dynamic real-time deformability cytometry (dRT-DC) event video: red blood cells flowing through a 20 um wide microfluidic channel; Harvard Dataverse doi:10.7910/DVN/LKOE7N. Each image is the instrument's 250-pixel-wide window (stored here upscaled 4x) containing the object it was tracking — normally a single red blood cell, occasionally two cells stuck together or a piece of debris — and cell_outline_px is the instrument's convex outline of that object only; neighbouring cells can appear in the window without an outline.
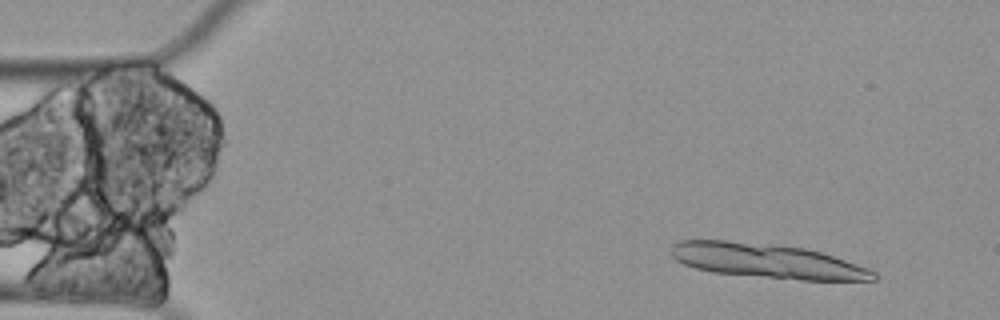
{"species": "Egyptian fruit bat (a non-hibernating species)", "species_latin": "Rousettus aegyptiacus", "temperature_condition": "cold", "stored_images_in_passage": 4, "camera_frame_rate_fps": 3000, "um_per_image_px": 0.085, "animal": {"sex": "female"}, "frame": {"image": 1, "passage_image": 1, "time_ms": 0.0, "image_size_px": [1000, 320], "cell_outline_px": [[880, 276], [876, 280], [804, 280], [712, 272], [696, 268], [684, 264], [676, 260], [672, 256], [672, 244], [676, 240], [728, 240], [804, 248], [820, 252], [868, 268], [876, 272]], "centroid_in_image_um": [65.19, 22.18], "position_along_channel_um": 19.8, "area_um2": 40.29}}